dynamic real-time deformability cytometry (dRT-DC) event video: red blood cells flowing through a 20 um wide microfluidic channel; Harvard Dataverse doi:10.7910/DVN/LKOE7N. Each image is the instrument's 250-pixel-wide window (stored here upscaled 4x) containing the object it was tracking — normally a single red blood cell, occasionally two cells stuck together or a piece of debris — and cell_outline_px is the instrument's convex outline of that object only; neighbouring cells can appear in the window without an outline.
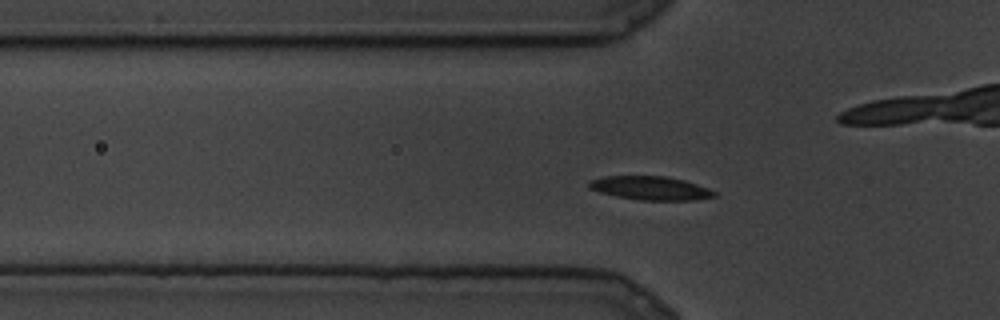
{"species": "common noctule bat (a hibernating species)", "species_latin": "Nyctalus noctula", "temperature_condition": "cold", "stored_images_in_passage": 82, "camera_frame_rate_fps": 3000, "um_per_image_px": 0.085, "animal": {"sex": "male", "body_mass_g": 19.5, "forearm_length_mm": 54.6}, "frame": {"image": 1, "passage_image": 18, "time_ms": 5.667, "image_size_px": [1000, 320], "cell_outline_px": [[716, 196], [692, 200], [640, 200], [616, 196], [600, 192], [588, 188], [588, 180], [604, 176], [668, 176], [684, 180], [708, 188], [716, 192]], "centroid_in_image_um": [55.26, 15.98], "position_along_channel_um": 70.5, "area_um2": 17.28}}
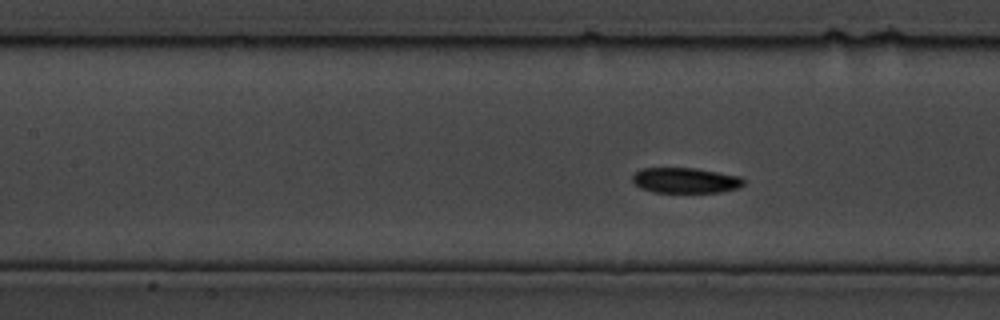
{"frame": {"image": 2, "passage_image": 29, "time_ms": 9.333, "image_size_px": [1000, 320], "cell_outline_px": [[744, 184], [740, 188], [720, 192], [656, 192], [640, 188], [632, 180], [632, 176], [640, 168], [696, 168], [740, 176], [744, 180]], "centroid_in_image_um": [58.28, 15.33], "position_along_channel_um": 149.1, "area_um2": 16.47}}
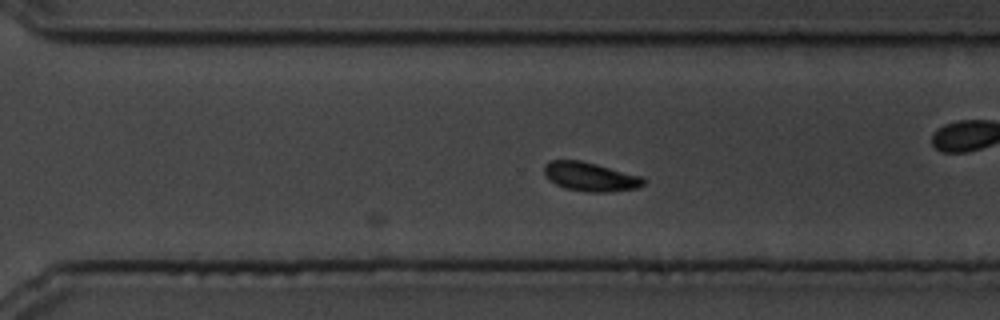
{"frame": {"image": 3, "passage_image": 53, "time_ms": 17.333, "image_size_px": [1000, 320], "cell_outline_px": [[648, 180], [644, 184], [636, 188], [608, 192], [588, 192], [564, 188], [548, 180], [544, 172], [544, 164], [552, 160], [580, 160], [644, 176]], "centroid_in_image_um": [50.2, 15.02], "position_along_channel_um": 320.4, "area_um2": 16.94}}